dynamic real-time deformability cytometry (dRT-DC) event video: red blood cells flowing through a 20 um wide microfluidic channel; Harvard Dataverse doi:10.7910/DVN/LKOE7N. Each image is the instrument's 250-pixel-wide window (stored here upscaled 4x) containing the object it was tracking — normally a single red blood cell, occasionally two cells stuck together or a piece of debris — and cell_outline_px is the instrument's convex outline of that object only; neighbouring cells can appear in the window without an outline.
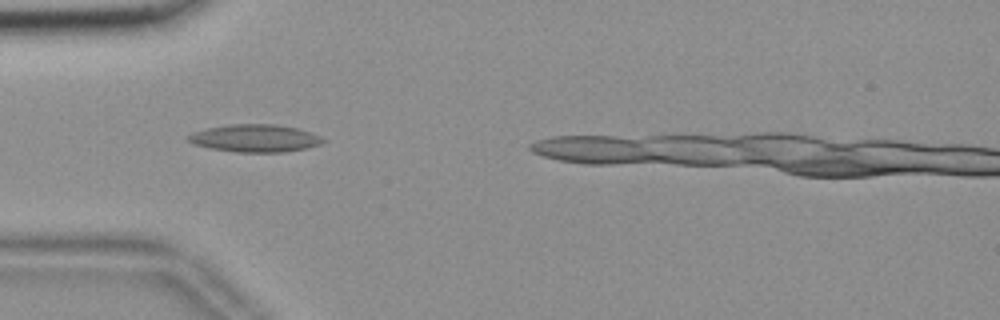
{"species": "common noctule bat (a hibernating species)", "species_latin": "Nyctalus noctula", "temperature_condition": "room temperature", "stored_images_in_passage": 14, "camera_frame_rate_fps": 3000, "um_per_image_px": 0.085, "animal": {"sex": "female", "body_mass_g": 18.4}, "frame": {"image": 1, "passage_image": 10, "time_ms": 3.0, "image_size_px": [1000, 320], "cell_outline_px": [[328, 140], [320, 144], [304, 148], [284, 152], [236, 152], [208, 148], [192, 144], [188, 140], [188, 136], [196, 132], [208, 128], [232, 124], [276, 124], [296, 128], [312, 132]], "centroid_in_image_um": [21.7, 11.75], "position_along_channel_um": 63.3, "area_um2": 21.56}}